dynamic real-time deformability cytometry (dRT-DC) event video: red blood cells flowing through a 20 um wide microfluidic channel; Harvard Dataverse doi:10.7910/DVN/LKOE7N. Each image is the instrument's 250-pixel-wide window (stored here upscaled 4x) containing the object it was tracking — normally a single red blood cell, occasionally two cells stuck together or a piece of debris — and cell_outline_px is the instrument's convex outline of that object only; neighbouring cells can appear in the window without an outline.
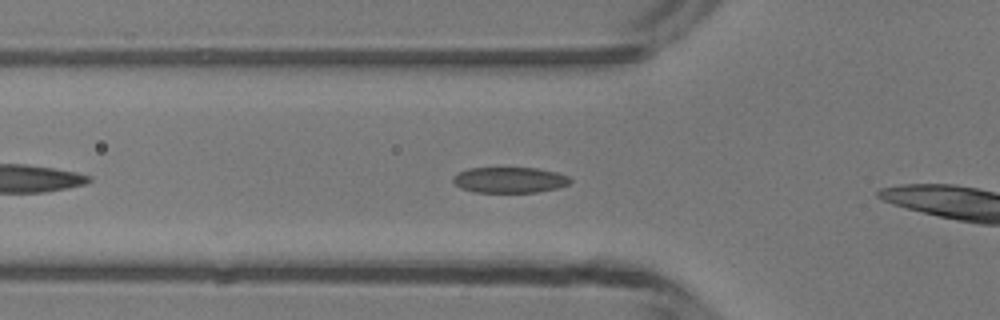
{"species": "common noctule bat (a hibernating species)", "species_latin": "Nyctalus noctula", "temperature_condition": "room temperature", "stored_images_in_passage": 5, "camera_frame_rate_fps": 3000, "um_per_image_px": 0.085, "animal": {"sex": "male", "body_mass_g": 13.3}, "frame": {"image": 1, "passage_image": 4, "time_ms": 3.667, "image_size_px": [1000, 320], "cell_outline_px": [[572, 180], [568, 184], [560, 188], [536, 192], [472, 192], [460, 188], [452, 180], [452, 176], [456, 172], [468, 168], [536, 168], [556, 172], [568, 176]], "centroid_in_image_um": [43.28, 15.29], "position_along_channel_um": 82.5, "area_um2": 17.74}}